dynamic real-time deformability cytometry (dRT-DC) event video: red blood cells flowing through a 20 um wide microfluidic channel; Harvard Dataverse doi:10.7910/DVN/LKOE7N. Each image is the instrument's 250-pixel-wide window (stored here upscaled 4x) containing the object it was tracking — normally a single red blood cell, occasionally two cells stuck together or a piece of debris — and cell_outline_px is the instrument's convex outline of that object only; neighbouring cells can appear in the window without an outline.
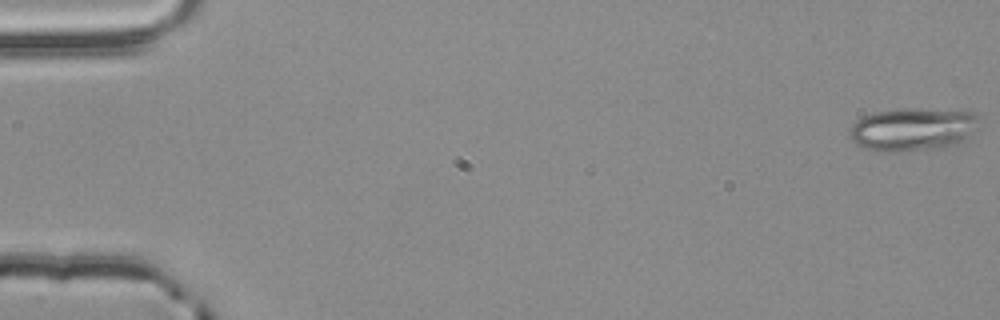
{"species": "common noctule bat (a hibernating species)", "species_latin": "Nyctalus noctula", "temperature_condition": "room temperature", "stored_images_in_passage": 4, "camera_frame_rate_fps": 3000, "um_per_image_px": 0.085, "animal": {"sex": "male", "body_mass_g": 20.4}, "frame": {"image": 1, "passage_image": 1, "time_ms": 0.0, "image_size_px": [1000, 320], "cell_outline_px": [[976, 116], [968, 132], [956, 144], [940, 148], [896, 152], [884, 152], [860, 148], [848, 136], [848, 132], [852, 124], [856, 120], [864, 116], [876, 112], [912, 108], [976, 112]], "centroid_in_image_um": [77.41, 11.01], "position_along_channel_um": 7.6, "area_um2": 31.79}}